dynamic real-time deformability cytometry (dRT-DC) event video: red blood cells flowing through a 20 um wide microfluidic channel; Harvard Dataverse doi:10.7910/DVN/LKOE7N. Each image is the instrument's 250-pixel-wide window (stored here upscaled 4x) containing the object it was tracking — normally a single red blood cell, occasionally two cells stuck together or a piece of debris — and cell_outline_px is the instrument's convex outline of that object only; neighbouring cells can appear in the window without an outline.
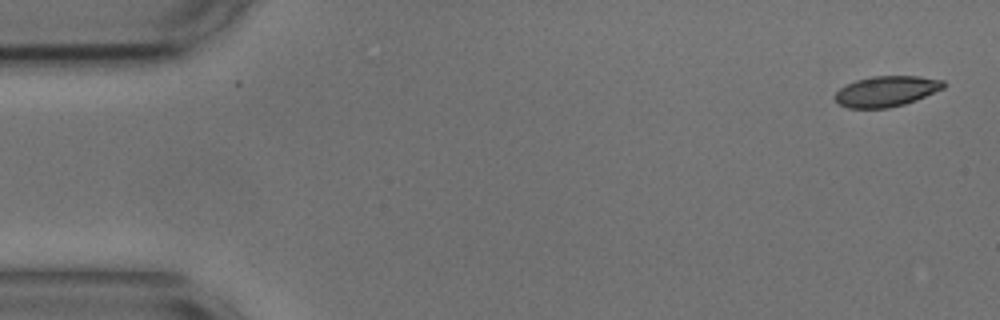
{"species": "common noctule bat (a hibernating species)", "species_latin": "Nyctalus noctula", "temperature_condition": "cold", "stored_images_in_passage": 4, "camera_frame_rate_fps": 3000, "um_per_image_px": 0.085, "animal": {"sex": "male", "body_mass_g": 17.9, "forearm_length_mm": 54.2}, "frame": {"image": 1, "passage_image": 1, "time_ms": 0.0, "image_size_px": [1000, 320], "cell_outline_px": [[948, 84], [944, 88], [916, 100], [904, 104], [888, 108], [848, 108], [840, 104], [836, 100], [836, 92], [840, 88], [856, 80], [872, 76], [920, 76], [944, 80]], "centroid_in_image_um": [75.39, 7.75], "position_along_channel_um": 9.6, "area_um2": 19.31}}